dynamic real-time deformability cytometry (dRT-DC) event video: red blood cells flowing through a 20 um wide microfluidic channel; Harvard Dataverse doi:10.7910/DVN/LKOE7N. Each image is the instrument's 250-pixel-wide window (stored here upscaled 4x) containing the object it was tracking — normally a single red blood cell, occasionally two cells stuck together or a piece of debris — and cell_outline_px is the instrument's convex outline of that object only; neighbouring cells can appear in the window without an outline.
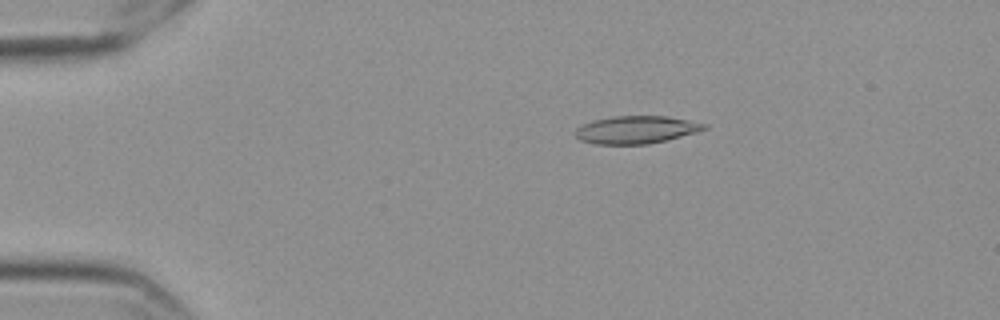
{"species": "Egyptian fruit bat (a non-hibernating species)", "species_latin": "Rousettus aegyptiacus", "temperature_condition": "cold", "stored_images_in_passage": 53, "camera_frame_rate_fps": 3000, "um_per_image_px": 0.085, "frame": {"image": 1, "passage_image": 7, "time_ms": 2.0, "image_size_px": [1000, 320], "cell_outline_px": [[708, 128], [696, 132], [648, 144], [596, 144], [580, 140], [576, 136], [576, 128], [580, 124], [592, 120], [612, 116], [668, 116], [708, 124]], "centroid_in_image_um": [54.04, 11.01], "position_along_channel_um": 31.0, "area_um2": 20.75}}
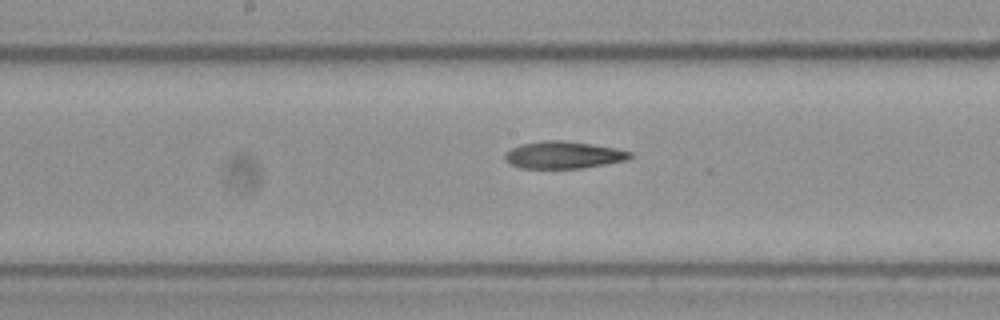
{"frame": {"image": 2, "passage_image": 26, "time_ms": 8.333, "image_size_px": [1000, 320], "cell_outline_px": [[636, 156], [628, 160], [584, 168], [520, 168], [504, 160], [504, 156], [512, 148], [520, 144], [544, 140], [564, 140], [592, 144], [616, 148], [632, 152]], "centroid_in_image_um": [47.95, 13.17], "position_along_channel_um": 200.2, "area_um2": 20.0}}
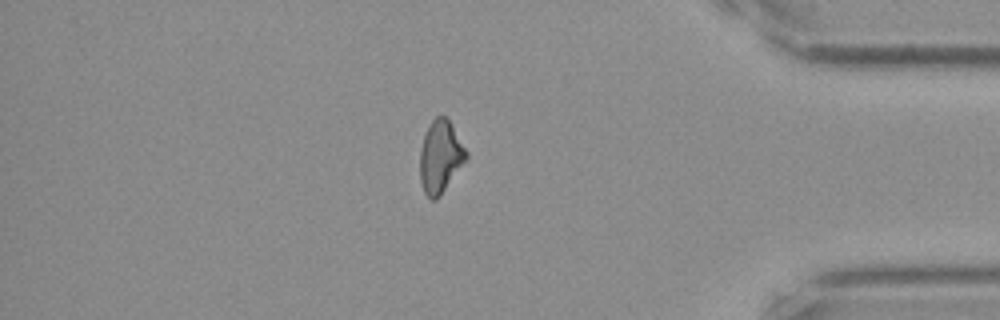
{"frame": {"image": 3, "passage_image": 45, "time_ms": 14.667, "image_size_px": [1000, 320], "cell_outline_px": [[468, 160], [440, 196], [436, 200], [432, 200], [424, 192], [420, 180], [420, 148], [424, 136], [432, 120], [436, 116], [444, 116], [452, 124], [468, 152]], "centroid_in_image_um": [37.46, 13.34], "position_along_channel_um": 397.7, "area_um2": 19.71}}